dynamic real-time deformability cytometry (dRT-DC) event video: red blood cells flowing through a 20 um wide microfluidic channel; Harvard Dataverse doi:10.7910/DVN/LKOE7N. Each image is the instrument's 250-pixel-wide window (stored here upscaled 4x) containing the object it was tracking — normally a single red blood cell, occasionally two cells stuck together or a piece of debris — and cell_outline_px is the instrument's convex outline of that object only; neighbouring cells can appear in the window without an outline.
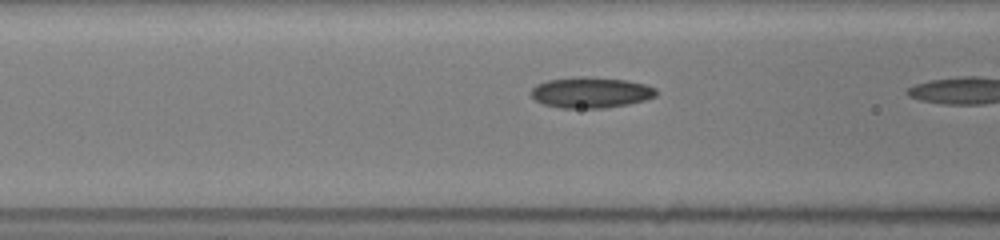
{"species": "common noctule bat (a hibernating species)", "species_latin": "Nyctalus noctula", "temperature_condition": "room temperature", "stored_images_in_passage": 15, "camera_frame_rate_fps": 3000, "um_per_image_px": 0.085, "animal": {"sex": "female", "body_mass_g": 19.5, "forearm_length_mm": 54.1}, "frame": {"image": 1, "passage_image": 14, "time_ms": 4.333, "image_size_px": [1000, 240], "cell_outline_px": [[656, 96], [644, 100], [628, 104], [604, 108], [560, 108], [544, 104], [536, 100], [532, 96], [532, 88], [536, 84], [548, 80], [580, 76], [584, 76], [624, 80], [644, 84], [656, 88]], "centroid_in_image_um": [50.21, 7.86], "position_along_channel_um": 116.4, "area_um2": 22.31}}